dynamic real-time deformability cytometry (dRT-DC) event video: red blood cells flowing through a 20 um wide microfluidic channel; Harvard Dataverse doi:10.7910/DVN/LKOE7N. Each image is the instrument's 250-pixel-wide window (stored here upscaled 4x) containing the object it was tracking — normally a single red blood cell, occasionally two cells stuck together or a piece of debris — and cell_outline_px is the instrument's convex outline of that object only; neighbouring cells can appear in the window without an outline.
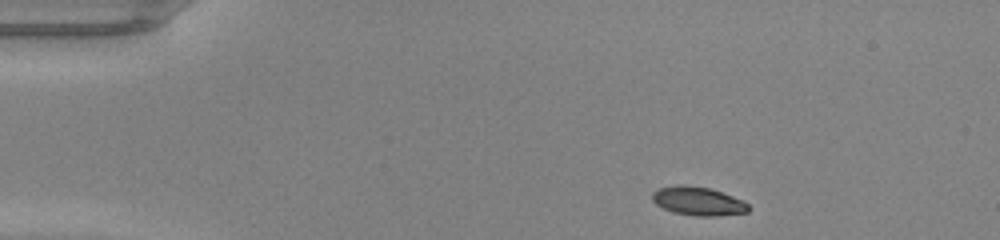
{"species": "common noctule bat (a hibernating species)", "species_latin": "Nyctalus noctula", "temperature_condition": "warm", "stored_images_in_passage": 41, "camera_frame_rate_fps": 3000, "um_per_image_px": 0.085, "animal": {"sex": "male", "body_mass_g": 20.0, "forearm_length_mm": 53.3}, "frame": {"image": 1, "passage_image": 1, "time_ms": 0.0, "image_size_px": [1000, 240], "cell_outline_px": [[748, 212], [716, 216], [696, 216], [672, 212], [656, 204], [652, 200], [652, 192], [660, 188], [676, 184], [680, 184], [708, 188], [744, 200], [748, 204]], "centroid_in_image_um": [59.32, 17.1], "position_along_channel_um": 25.7, "area_um2": 15.95}}
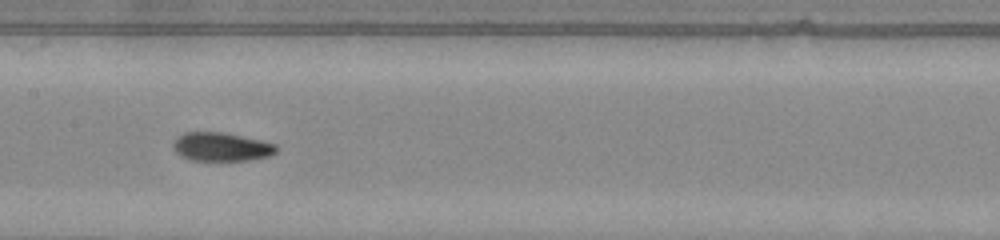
{"frame": {"image": 2, "passage_image": 18, "time_ms": 5.667, "image_size_px": [1000, 240], "cell_outline_px": [[280, 148], [276, 152], [268, 156], [248, 160], [192, 160], [180, 156], [172, 148], [172, 144], [176, 136], [184, 132], [220, 132], [260, 140], [276, 144]], "centroid_in_image_um": [18.78, 12.48], "position_along_channel_um": 188.6, "area_um2": 17.22}}
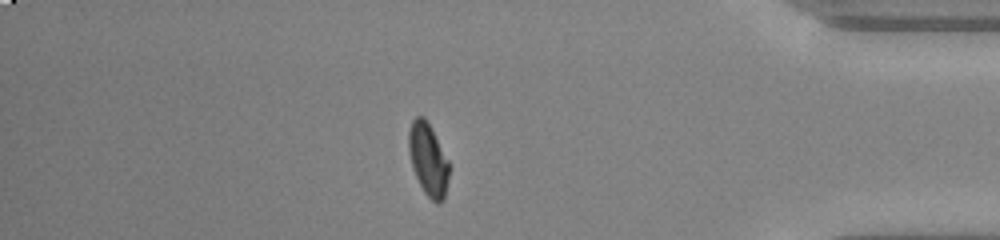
{"frame": {"image": 3, "passage_image": 35, "time_ms": 11.333, "image_size_px": [1000, 240], "cell_outline_px": [[448, 176], [444, 200], [440, 204], [436, 204], [424, 192], [412, 168], [408, 148], [408, 132], [412, 120], [416, 116], [424, 116], [448, 160]], "centroid_in_image_um": [36.37, 13.57], "position_along_channel_um": 398.8, "area_um2": 16.82}, "authors_computed_cell_mechanics": {"area_um2": 17.2244, "velocity_mm_per_s": 4.2901, "shape_relaxation_time_tau1_ms": 9.9542, "shape_relaxation_time_tau2_ms": 1.4909, "deformation_change_tau1": 0.3181, "deformation_change_tau2": 0.0611}}